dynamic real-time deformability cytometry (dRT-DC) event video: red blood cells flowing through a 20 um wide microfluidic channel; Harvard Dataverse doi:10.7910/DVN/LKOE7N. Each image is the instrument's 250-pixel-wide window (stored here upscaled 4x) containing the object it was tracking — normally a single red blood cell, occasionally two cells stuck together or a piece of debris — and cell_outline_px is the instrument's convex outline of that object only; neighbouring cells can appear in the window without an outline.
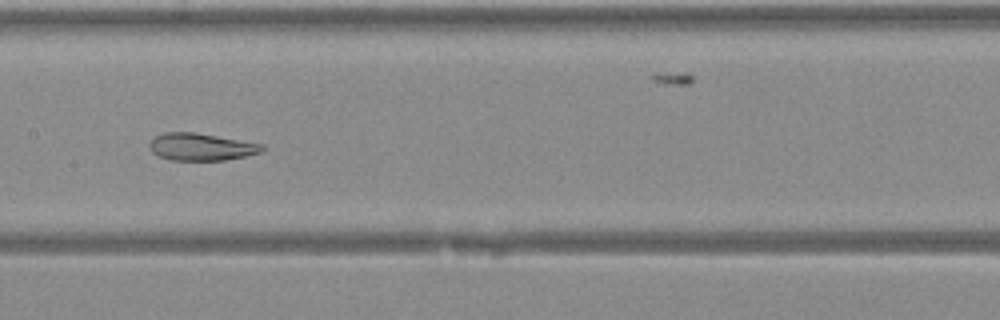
{"species": "Egyptian fruit bat (a non-hibernating species)", "species_latin": "Rousettus aegyptiacus", "temperature_condition": "warm", "stored_images_in_passage": 44, "camera_frame_rate_fps": 3000, "um_per_image_px": 0.085, "animal": {"sex": "female"}, "frame": {"image": 1, "passage_image": 23, "time_ms": 7.333, "image_size_px": [1000, 320], "cell_outline_px": [[264, 148], [260, 152], [244, 156], [224, 160], [168, 160], [152, 152], [148, 144], [156, 136], [164, 132], [192, 132], [264, 144]], "centroid_in_image_um": [17.07, 12.48], "position_along_channel_um": 190.3, "area_um2": 17.69}}
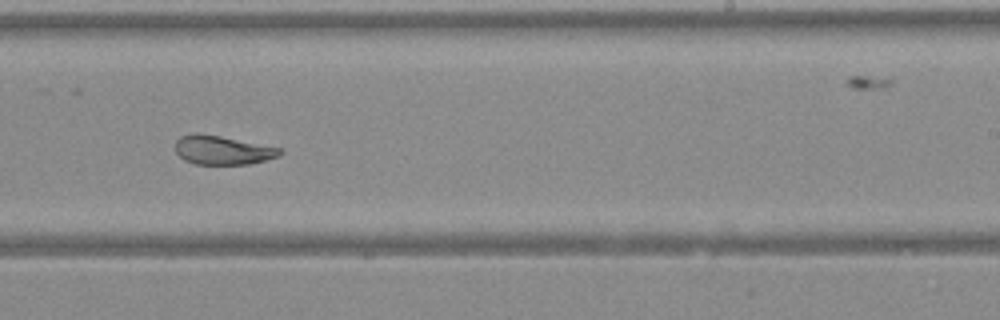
{"frame": {"image": 2, "passage_image": 28, "time_ms": 9.0, "image_size_px": [1000, 320], "cell_outline_px": [[284, 152], [276, 156], [264, 160], [248, 164], [196, 164], [184, 160], [176, 152], [176, 140], [180, 136], [196, 132], [220, 136], [280, 148]], "centroid_in_image_um": [18.86, 12.75], "position_along_channel_um": 270.1, "area_um2": 17.4}}
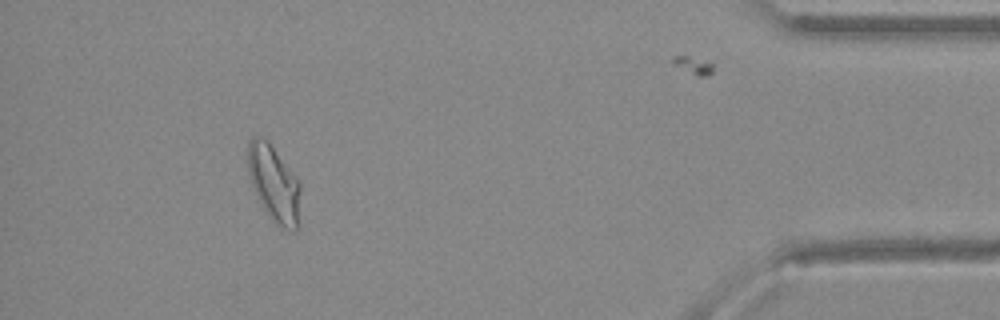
{"frame": {"image": 3, "passage_image": 40, "time_ms": 13.0, "image_size_px": [1000, 320], "cell_outline_px": [[300, 192], [296, 228], [292, 232], [288, 232], [276, 224], [272, 220], [264, 208], [252, 184], [248, 172], [248, 144], [252, 136], [256, 136], [264, 140], [272, 148], [288, 168], [300, 184]], "centroid_in_image_um": [23.27, 15.65], "position_along_channel_um": 411.9, "area_um2": 22.31}}